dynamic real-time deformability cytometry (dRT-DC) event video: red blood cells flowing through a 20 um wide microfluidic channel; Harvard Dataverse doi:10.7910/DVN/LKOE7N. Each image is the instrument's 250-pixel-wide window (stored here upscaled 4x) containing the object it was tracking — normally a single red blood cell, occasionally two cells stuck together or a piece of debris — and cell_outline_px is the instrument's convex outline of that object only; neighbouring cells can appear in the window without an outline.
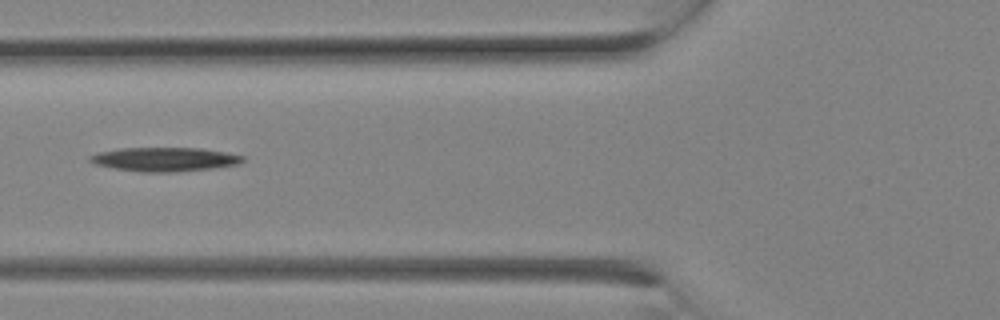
{"species": "Egyptian fruit bat (a non-hibernating species)", "species_latin": "Rousettus aegyptiacus", "temperature_condition": "room temperature", "stored_images_in_passage": 2, "camera_frame_rate_fps": 3000, "um_per_image_px": 0.085, "animal": {"sex": "female"}, "frame": {"image": 1, "passage_image": 2, "time_ms": 0.333, "image_size_px": [1000, 320], "cell_outline_px": [[244, 160], [240, 164], [212, 168], [176, 172], [144, 172], [112, 168], [92, 164], [88, 160], [88, 156], [100, 152], [120, 148], [200, 148], [224, 152], [244, 156]], "centroid_in_image_um": [13.96, 13.54], "position_along_channel_um": 111.8, "area_um2": 21.39}}